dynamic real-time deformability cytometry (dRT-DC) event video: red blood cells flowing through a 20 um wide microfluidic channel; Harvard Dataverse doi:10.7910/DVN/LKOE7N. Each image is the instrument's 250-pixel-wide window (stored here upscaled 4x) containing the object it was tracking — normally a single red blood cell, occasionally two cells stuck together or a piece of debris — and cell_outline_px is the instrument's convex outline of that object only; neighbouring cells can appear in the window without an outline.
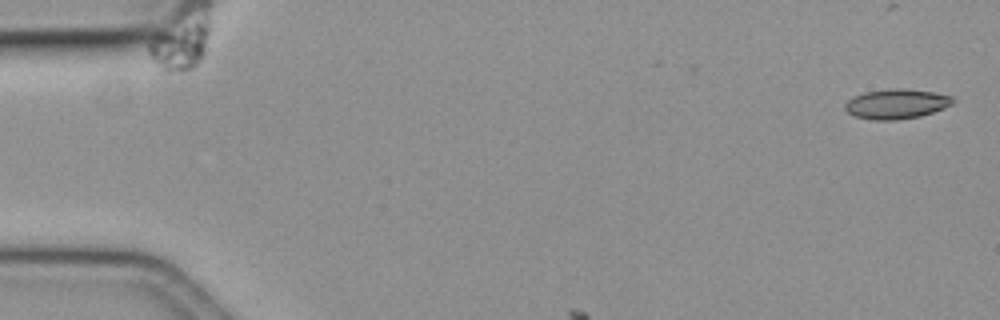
{"species": "common noctule bat (a hibernating species)", "species_latin": "Nyctalus noctula", "temperature_condition": "cold", "stored_images_in_passage": 10, "camera_frame_rate_fps": 3000, "um_per_image_px": 0.085, "animal": {"sex": "female", "body_mass_g": 19.3, "forearm_length_mm": 54.1}, "frame": {"image": 1, "passage_image": 1, "time_ms": 0.0, "image_size_px": [1000, 320], "cell_outline_px": [[956, 100], [952, 104], [944, 108], [920, 116], [896, 120], [872, 120], [856, 116], [848, 112], [844, 108], [844, 104], [852, 96], [864, 92], [892, 88], [904, 88], [932, 92], [952, 96]], "centroid_in_image_um": [76.18, 8.82], "position_along_channel_um": 8.8, "area_um2": 18.79}}